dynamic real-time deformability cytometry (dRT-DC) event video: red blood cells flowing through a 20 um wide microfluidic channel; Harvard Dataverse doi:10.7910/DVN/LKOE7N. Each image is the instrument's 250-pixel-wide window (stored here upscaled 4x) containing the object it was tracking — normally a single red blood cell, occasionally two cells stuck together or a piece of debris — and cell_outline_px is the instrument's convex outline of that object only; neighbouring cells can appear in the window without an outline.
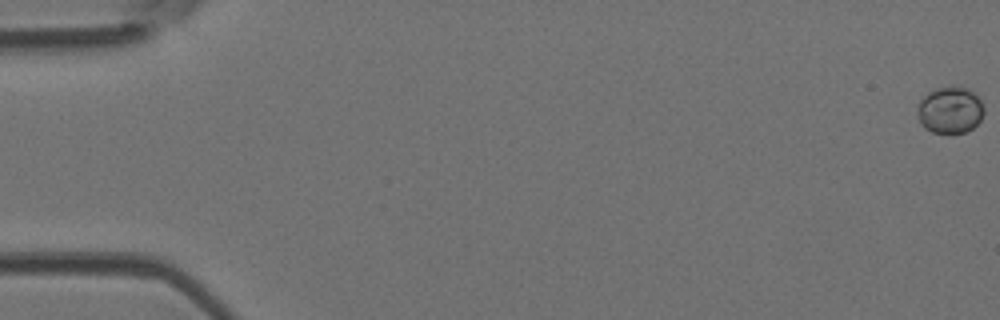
{"species": "Egyptian fruit bat (a non-hibernating species)", "species_latin": "Rousettus aegyptiacus", "temperature_condition": "room temperature", "stored_images_in_passage": 14, "camera_frame_rate_fps": 3000, "um_per_image_px": 0.085, "animal": {"sex": "female"}, "frame": {"image": 1, "passage_image": 1, "time_ms": 0.0, "image_size_px": [1000, 320], "cell_outline_px": [[984, 112], [980, 120], [972, 128], [964, 132], [952, 136], [948, 136], [932, 132], [924, 128], [920, 124], [916, 108], [920, 100], [928, 92], [936, 88], [956, 84], [972, 92], [980, 100], [984, 108]], "centroid_in_image_um": [80.72, 9.39], "position_along_channel_um": 4.3, "area_um2": 18.67}}
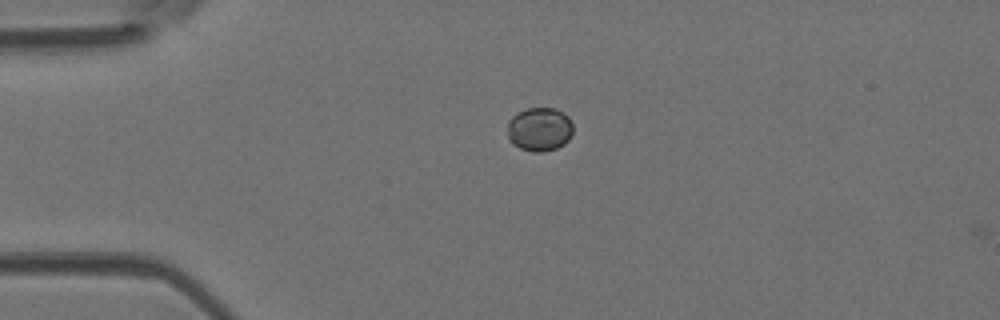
{"frame": {"image": 2, "passage_image": 13, "time_ms": 4.0, "image_size_px": [1000, 320], "cell_outline_px": [[572, 136], [564, 144], [556, 148], [544, 152], [532, 152], [520, 148], [512, 144], [508, 136], [508, 120], [516, 112], [528, 108], [556, 108], [568, 116], [572, 124]], "centroid_in_image_um": [45.85, 10.99], "position_along_channel_um": 39.1, "area_um2": 16.94}}